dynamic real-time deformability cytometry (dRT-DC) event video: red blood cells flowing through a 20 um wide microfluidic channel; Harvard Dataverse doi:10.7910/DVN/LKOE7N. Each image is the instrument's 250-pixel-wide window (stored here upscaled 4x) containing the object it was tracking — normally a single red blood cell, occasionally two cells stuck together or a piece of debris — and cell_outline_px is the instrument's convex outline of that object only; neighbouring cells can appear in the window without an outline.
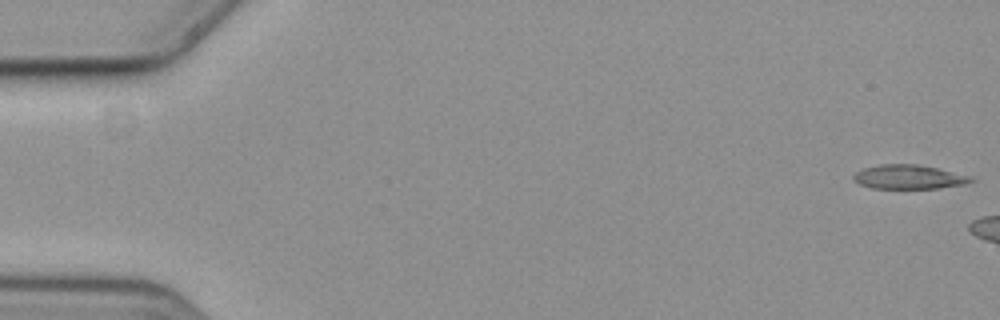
{"species": "common noctule bat (a hibernating species)", "species_latin": "Nyctalus noctula", "temperature_condition": "cold", "stored_images_in_passage": 8, "camera_frame_rate_fps": 3000, "um_per_image_px": 0.085, "animal": {"sex": "female", "body_mass_g": 19.3, "forearm_length_mm": 54.1}, "frame": {"image": 1, "passage_image": 1, "time_ms": 0.0, "image_size_px": [1000, 320], "cell_outline_px": [[976, 180], [964, 184], [940, 188], [872, 188], [860, 184], [852, 176], [856, 172], [864, 168], [880, 164], [916, 164], [936, 168], [968, 176]], "centroid_in_image_um": [77.23, 15.04], "position_along_channel_um": 7.8, "area_um2": 16.18}}